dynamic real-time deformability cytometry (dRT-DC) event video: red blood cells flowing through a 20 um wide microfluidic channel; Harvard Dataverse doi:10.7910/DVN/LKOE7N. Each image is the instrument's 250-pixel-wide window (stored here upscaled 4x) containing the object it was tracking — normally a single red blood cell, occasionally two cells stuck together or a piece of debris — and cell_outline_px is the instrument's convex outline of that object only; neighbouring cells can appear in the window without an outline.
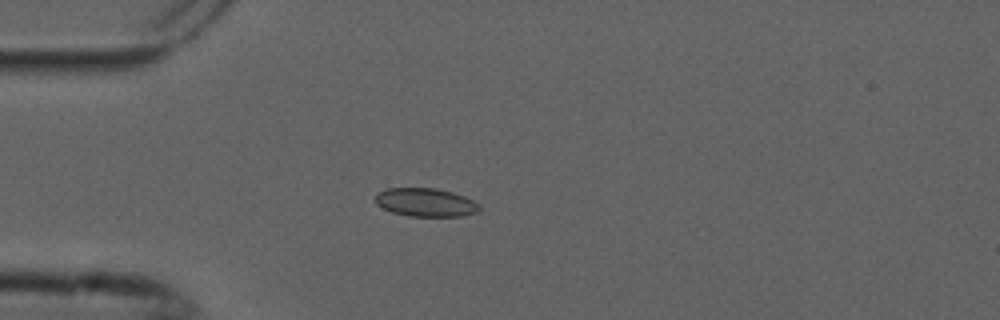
{"species": "common noctule bat (a hibernating species)", "species_latin": "Nyctalus noctula", "temperature_condition": "cold", "stored_images_in_passage": 3, "camera_frame_rate_fps": 3000, "um_per_image_px": 0.085, "animal": {"sex": "male", "forearm_length_mm": 52.5}, "frame": {"image": 1, "passage_image": 2, "time_ms": 0.333, "image_size_px": [1000, 320], "cell_outline_px": [[480, 212], [460, 216], [408, 216], [392, 212], [376, 204], [376, 192], [388, 188], [436, 188], [452, 192], [464, 196], [480, 204]], "centroid_in_image_um": [36.19, 17.2], "position_along_channel_um": 48.8, "area_um2": 17.28}}